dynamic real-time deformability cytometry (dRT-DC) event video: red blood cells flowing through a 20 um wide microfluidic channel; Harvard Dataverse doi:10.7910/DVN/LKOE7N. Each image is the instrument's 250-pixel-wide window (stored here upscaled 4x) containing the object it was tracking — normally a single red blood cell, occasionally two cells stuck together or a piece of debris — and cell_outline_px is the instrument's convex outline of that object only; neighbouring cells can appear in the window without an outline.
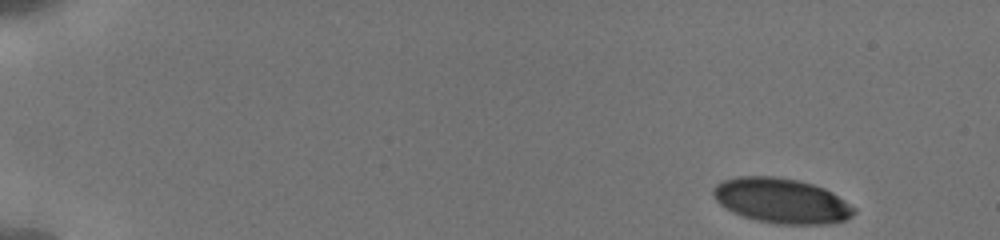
{"species": "human", "species_latin": "Homo sapiens", "temperature_condition": "cold", "stored_images_in_passage": 81, "camera_frame_rate_fps": 3000, "um_per_image_px": 0.085, "donor": {"sex": "male"}, "frame": {"image": 1, "passage_image": 1, "time_ms": 0.0, "image_size_px": [1000, 240], "cell_outline_px": [[856, 212], [852, 216], [844, 220], [828, 224], [780, 224], [756, 220], [732, 212], [720, 204], [716, 200], [712, 192], [712, 188], [716, 184], [724, 180], [740, 176], [772, 176], [800, 180], [824, 188], [832, 192], [856, 208]], "centroid_in_image_um": [66.43, 17.06], "position_along_channel_um": 18.6, "area_um2": 36.88}}
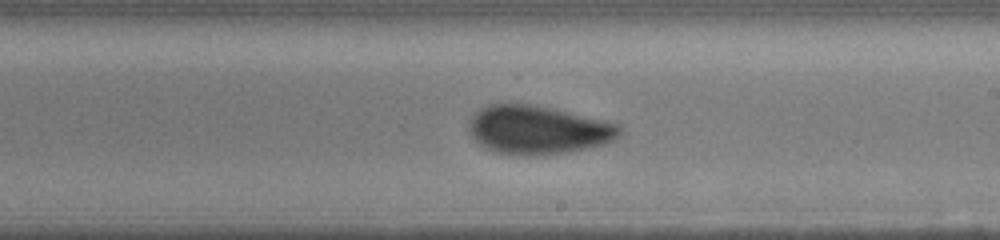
{"frame": {"image": 2, "passage_image": 51, "time_ms": 9.667, "image_size_px": [1000, 240], "cell_outline_px": [[624, 132], [620, 136], [604, 144], [568, 152], [544, 156], [520, 156], [492, 152], [480, 144], [472, 136], [468, 128], [468, 120], [480, 108], [488, 104], [536, 104], [604, 120], [620, 124]], "centroid_in_image_um": [45.73, 11.05], "position_along_channel_um": 243.3, "area_um2": 43.29}}
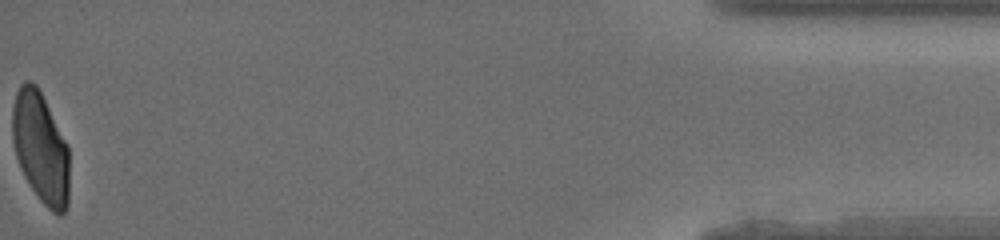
{"frame": {"image": 3, "passage_image": 80, "time_ms": 16.667, "image_size_px": [1000, 240], "cell_outline_px": [[68, 208], [60, 216], [52, 212], [40, 200], [24, 176], [20, 168], [16, 156], [12, 140], [12, 104], [16, 92], [20, 84], [24, 80], [28, 80], [36, 84], [68, 148]], "centroid_in_image_um": [3.42, 12.57], "position_along_channel_um": 431.8, "area_um2": 36.53}, "authors_computed_cell_mechanics": {"area_um2": 41.2692, "velocity_mm_per_s": 3.8345, "shape_relaxation_time_tau1_ms": 3.7472, "shape_relaxation_time_tau2_ms": 0.8728, "deformation_change_tau1": 0.1291, "deformation_change_tau2": 0.0491}}